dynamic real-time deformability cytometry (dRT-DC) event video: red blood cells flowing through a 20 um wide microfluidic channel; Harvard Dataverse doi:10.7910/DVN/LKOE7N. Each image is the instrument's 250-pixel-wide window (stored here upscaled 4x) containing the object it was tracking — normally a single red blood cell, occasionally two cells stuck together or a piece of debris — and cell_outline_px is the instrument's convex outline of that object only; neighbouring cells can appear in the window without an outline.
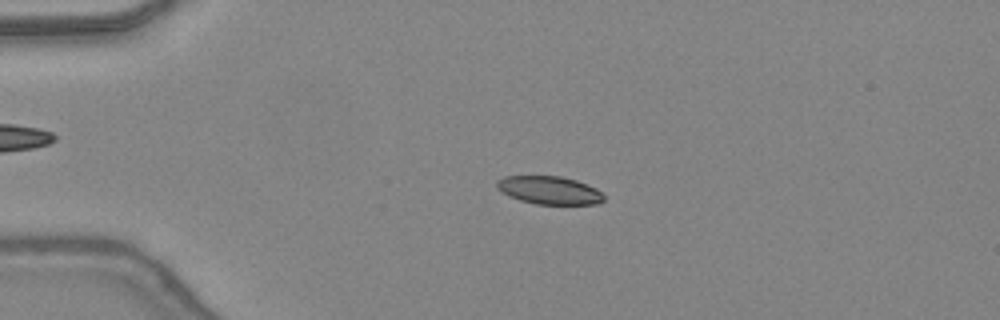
{"species": "common noctule bat (a hibernating species)", "species_latin": "Nyctalus noctula", "temperature_condition": "warm", "stored_images_in_passage": 48, "camera_frame_rate_fps": 3000, "um_per_image_px": 0.085, "animal": {"sex": "female", "body_mass_g": 24.6, "forearm_length_mm": 56.2}, "frame": {"image": 1, "passage_image": 11, "time_ms": 3.333, "image_size_px": [1000, 320], "cell_outline_px": [[604, 200], [596, 204], [536, 204], [520, 200], [496, 188], [496, 180], [504, 176], [560, 176], [576, 180], [596, 188], [604, 196]], "centroid_in_image_um": [46.69, 16.16], "position_along_channel_um": 38.3, "area_um2": 17.34}}
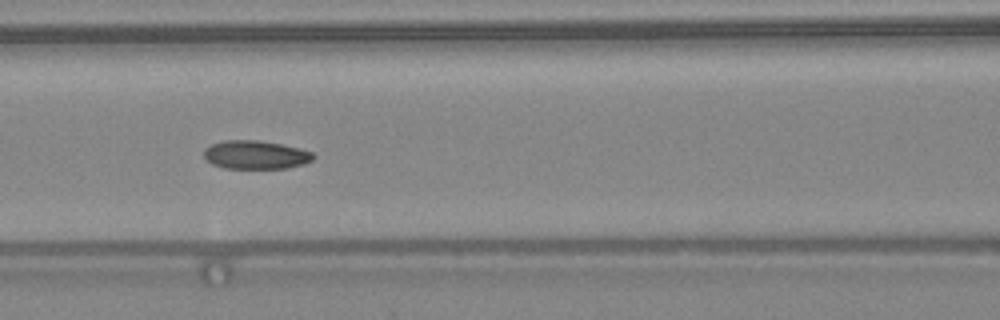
{"frame": {"image": 2, "passage_image": 21, "time_ms": 6.667, "image_size_px": [1000, 320], "cell_outline_px": [[316, 156], [312, 160], [304, 164], [288, 168], [224, 168], [212, 164], [204, 156], [204, 148], [212, 144], [224, 140], [260, 140], [300, 148], [312, 152]], "centroid_in_image_um": [21.74, 13.15], "position_along_channel_um": 144.9, "area_um2": 18.21}}
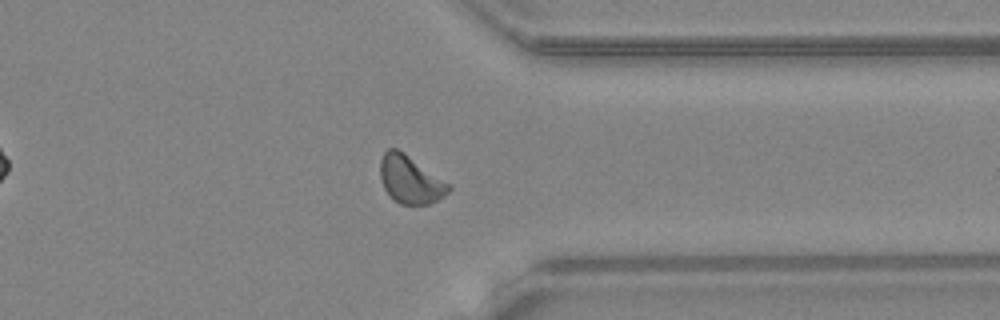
{"frame": {"image": 3, "passage_image": 37, "time_ms": 12.0, "image_size_px": [1000, 320], "cell_outline_px": [[452, 188], [444, 196], [428, 204], [400, 204], [384, 188], [380, 176], [380, 160], [384, 152], [388, 148], [396, 148], [404, 152], [448, 184]], "centroid_in_image_um": [34.84, 15.25], "position_along_channel_um": 376.6, "area_um2": 18.55}, "authors_computed_cell_mechanics": {"area_um2": 18.2648, "velocity_mm_per_s": 4.4079, "shape_relaxation_time_tau1_ms": 7.2636, "shape_relaxation_time_tau2_ms": 5.4027, "deformation_change_tau1": 0.1497, "deformation_change_tau2": 0.1146}}